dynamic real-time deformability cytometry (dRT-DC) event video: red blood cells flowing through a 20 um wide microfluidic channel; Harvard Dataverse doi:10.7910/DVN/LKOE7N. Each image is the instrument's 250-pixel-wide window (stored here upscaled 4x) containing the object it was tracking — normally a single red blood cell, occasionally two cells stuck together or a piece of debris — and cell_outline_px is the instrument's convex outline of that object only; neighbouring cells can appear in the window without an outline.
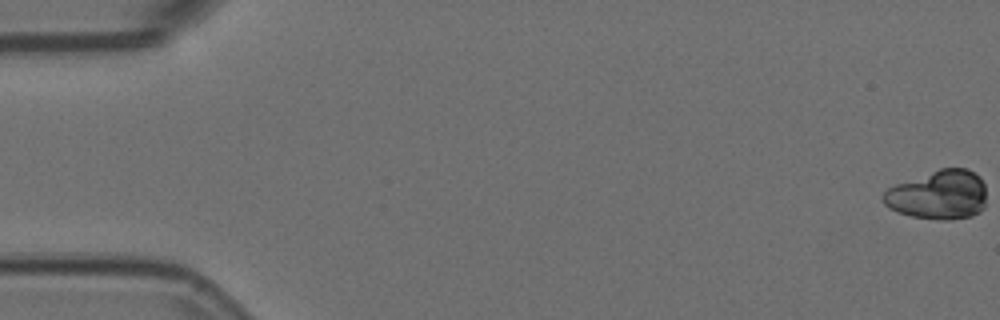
{"species": "Egyptian fruit bat (a non-hibernating species)", "species_latin": "Rousettus aegyptiacus", "temperature_condition": "room temperature", "stored_images_in_passage": 56, "camera_frame_rate_fps": 3000, "um_per_image_px": 0.085, "animal": {"sex": "female"}, "frame": {"image": 1, "passage_image": 1, "time_ms": 0.0, "image_size_px": [1000, 320], "cell_outline_px": [[984, 208], [980, 212], [972, 216], [948, 220], [940, 220], [912, 216], [896, 212], [888, 208], [880, 200], [880, 196], [888, 188], [896, 184], [940, 168], [968, 168], [980, 176], [984, 184]], "centroid_in_image_um": [79.74, 16.57], "position_along_channel_um": 5.3, "area_um2": 29.82}}
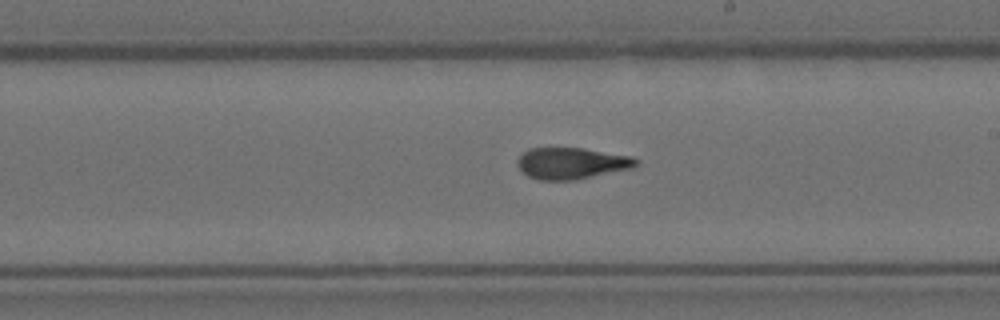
{"frame": {"image": 2, "passage_image": 32, "time_ms": 10.333, "image_size_px": [1000, 320], "cell_outline_px": [[640, 164], [632, 168], [576, 180], [540, 180], [528, 176], [516, 164], [516, 160], [528, 148], [584, 148], [632, 156], [640, 160]], "centroid_in_image_um": [48.62, 13.87], "position_along_channel_um": 240.4, "area_um2": 21.91}}
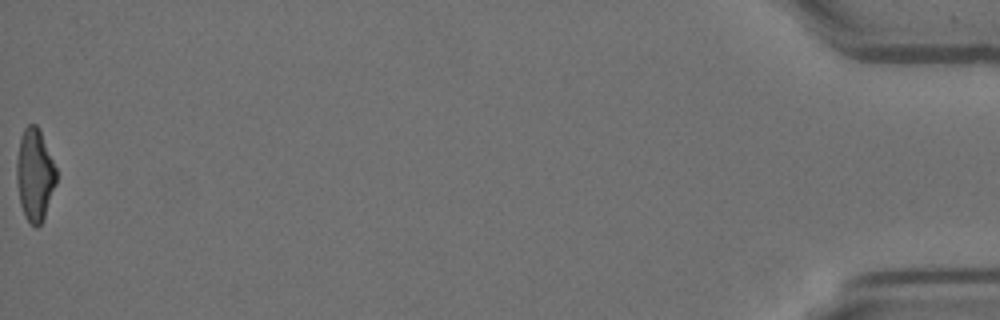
{"frame": {"image": 3, "passage_image": 56, "time_ms": 18.333, "image_size_px": [1000, 320], "cell_outline_px": [[56, 184], [44, 216], [40, 224], [36, 228], [24, 216], [20, 204], [16, 180], [16, 160], [20, 136], [24, 128], [28, 124], [36, 124], [40, 128], [56, 168]], "centroid_in_image_um": [2.94, 14.81], "position_along_channel_um": 432.3, "area_um2": 21.44}, "authors_computed_cell_mechanics": {"area_um2": 22.2241, "velocity_mm_per_s": 3.6888, "shape_relaxation_time_tau1_ms": 7.149, "shape_relaxation_time_tau2_ms": 2.2152, "deformation_change_tau1": 0.2149, "deformation_change_tau2": 0.0961}}